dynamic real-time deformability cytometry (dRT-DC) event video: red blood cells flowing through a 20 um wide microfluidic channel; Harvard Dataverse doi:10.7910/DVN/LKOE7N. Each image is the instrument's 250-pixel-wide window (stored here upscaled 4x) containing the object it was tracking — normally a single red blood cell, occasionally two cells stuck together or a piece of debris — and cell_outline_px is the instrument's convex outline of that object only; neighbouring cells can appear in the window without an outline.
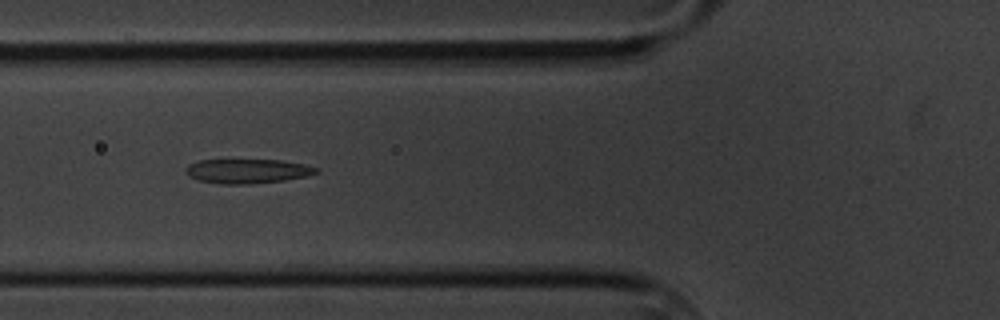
{"species": "common noctule bat (a hibernating species)", "species_latin": "Nyctalus noctula", "temperature_condition": "cold", "stored_images_in_passage": 6, "camera_frame_rate_fps": 3000, "um_per_image_px": 0.085, "animal": {"sex": "male", "body_mass_g": 20.1, "forearm_length_mm": 53.5}, "frame": {"image": 1, "passage_image": 5, "time_ms": 5.667, "image_size_px": [1000, 320], "cell_outline_px": [[320, 172], [308, 176], [284, 180], [248, 184], [224, 184], [200, 180], [188, 176], [184, 172], [184, 168], [188, 164], [200, 160], [280, 160], [304, 164], [320, 168]], "centroid_in_image_um": [21.04, 14.54], "position_along_channel_um": 104.8, "area_um2": 18.61}}
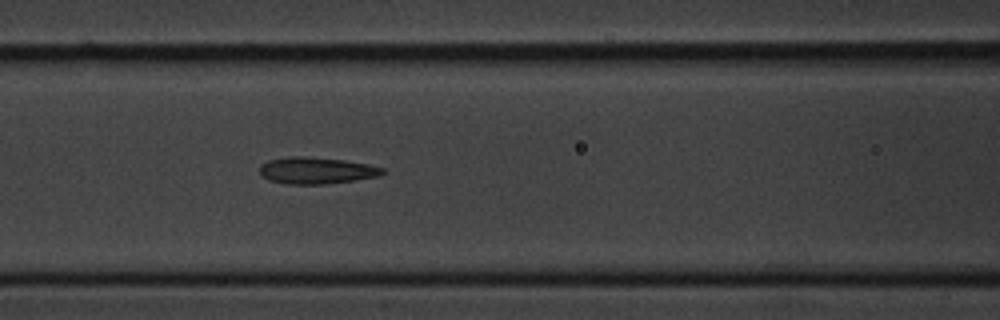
{"frame": {"image": 2, "passage_image": 6, "time_ms": 6.667, "image_size_px": [1000, 320], "cell_outline_px": [[388, 172], [376, 176], [352, 180], [324, 184], [288, 184], [268, 180], [260, 176], [260, 164], [268, 160], [288, 156], [304, 156], [344, 160], [368, 164], [384, 168]], "centroid_in_image_um": [26.85, 14.48], "position_along_channel_um": 139.7, "area_um2": 19.13}}